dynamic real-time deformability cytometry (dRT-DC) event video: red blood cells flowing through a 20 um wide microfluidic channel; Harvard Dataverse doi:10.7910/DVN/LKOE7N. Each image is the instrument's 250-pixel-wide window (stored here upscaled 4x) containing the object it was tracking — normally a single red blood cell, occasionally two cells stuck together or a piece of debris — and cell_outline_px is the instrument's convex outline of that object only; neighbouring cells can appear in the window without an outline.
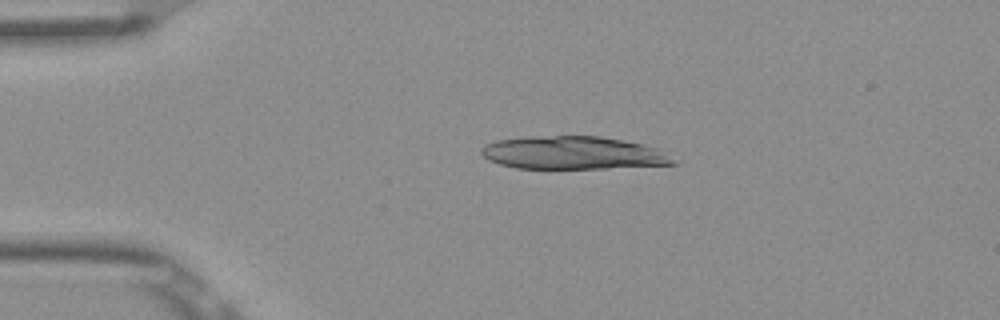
{"species": "Egyptian fruit bat (a non-hibernating species)", "species_latin": "Rousettus aegyptiacus", "temperature_condition": "room temperature", "stored_images_in_passage": 3, "camera_frame_rate_fps": 3000, "um_per_image_px": 0.085, "frame": {"image": 1, "passage_image": 2, "time_ms": 0.333, "image_size_px": [1000, 320], "cell_outline_px": [[680, 164], [608, 168], [516, 168], [500, 164], [488, 160], [480, 152], [480, 148], [484, 144], [496, 140], [528, 136], [600, 136], [644, 144], [656, 148], [680, 160]], "centroid_in_image_um": [48.75, 12.99], "position_along_channel_um": 36.3, "area_um2": 37.22}}